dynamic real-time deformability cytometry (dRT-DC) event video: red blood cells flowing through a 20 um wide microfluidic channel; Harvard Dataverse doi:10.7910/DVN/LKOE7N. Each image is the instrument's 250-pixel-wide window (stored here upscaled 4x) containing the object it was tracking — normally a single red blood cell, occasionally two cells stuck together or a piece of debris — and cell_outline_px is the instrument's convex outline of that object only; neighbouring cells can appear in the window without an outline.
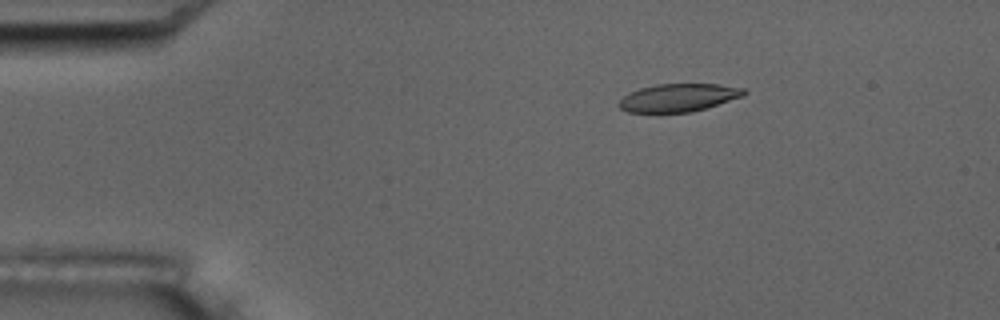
{"species": "common noctule bat (a hibernating species)", "species_latin": "Nyctalus noctula", "temperature_condition": "room temperature", "stored_images_in_passage": 54, "camera_frame_rate_fps": 3000, "um_per_image_px": 0.085, "animal": {"sex": "male", "body_mass_g": 17.5, "forearm_length_mm": 52.3}, "frame": {"image": 1, "passage_image": 9, "time_ms": 2.667, "image_size_px": [1000, 320], "cell_outline_px": [[748, 92], [744, 96], [692, 112], [628, 112], [620, 108], [616, 104], [628, 92], [640, 88], [656, 84], [716, 84], [748, 88]], "centroid_in_image_um": [57.69, 8.29], "position_along_channel_um": 27.3, "area_um2": 20.46}}
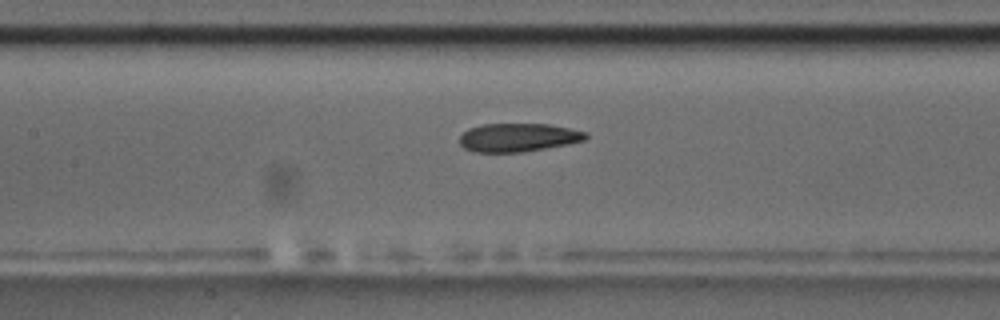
{"frame": {"image": 2, "passage_image": 25, "time_ms": 8.0, "image_size_px": [1000, 320], "cell_outline_px": [[588, 136], [584, 140], [568, 144], [524, 152], [472, 152], [464, 148], [460, 144], [460, 136], [468, 128], [480, 124], [548, 124], [588, 132]], "centroid_in_image_um": [44.02, 11.68], "position_along_channel_um": 163.4, "area_um2": 20.98}}
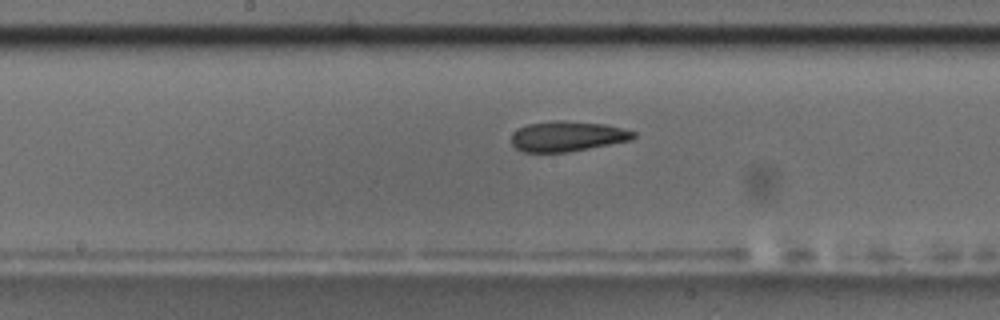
{"frame": {"image": 3, "passage_image": 28, "time_ms": 9.0, "image_size_px": [1000, 320], "cell_outline_px": [[636, 136], [632, 140], [568, 152], [524, 152], [516, 148], [512, 144], [512, 132], [528, 124], [556, 120], [564, 120], [604, 124], [636, 132]], "centroid_in_image_um": [48.22, 11.58], "position_along_channel_um": 200.0, "area_um2": 21.44}, "authors_computed_cell_mechanics": {"area_um2": 21.6461, "velocity_mm_per_s": 3.6921, "shape_relaxation_time_tau1_ms": 6.0585, "shape_relaxation_time_tau2_ms": 4.0109, "deformation_change_tau1": 0.1899, "deformation_change_tau2": 0.1276}}